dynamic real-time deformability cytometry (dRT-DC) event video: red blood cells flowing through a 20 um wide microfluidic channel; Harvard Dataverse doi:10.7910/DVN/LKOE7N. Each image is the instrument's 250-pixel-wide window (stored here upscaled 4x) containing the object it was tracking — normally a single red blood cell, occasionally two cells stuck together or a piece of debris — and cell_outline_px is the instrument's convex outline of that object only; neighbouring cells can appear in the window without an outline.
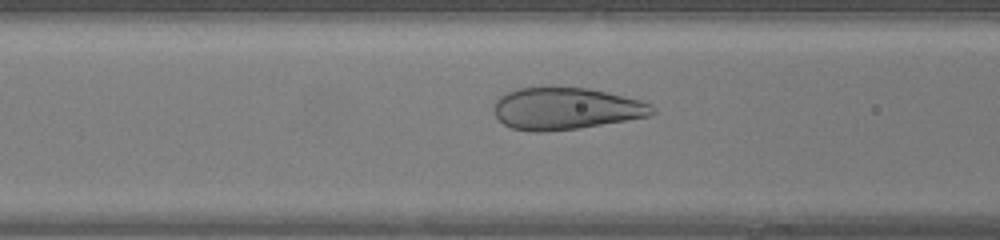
{"species": "human", "species_latin": "Homo sapiens", "temperature_condition": "warm", "stored_images_in_passage": 40, "camera_frame_rate_fps": 3000, "um_per_image_px": 0.085, "donor": {"sex": "female"}, "frame": {"image": 1, "passage_image": 11, "time_ms": 3.333, "image_size_px": [1000, 240], "cell_outline_px": [[656, 112], [652, 116], [576, 128], [540, 132], [528, 132], [512, 128], [504, 124], [492, 112], [492, 108], [496, 100], [500, 96], [516, 88], [588, 88], [608, 92], [640, 100], [652, 104], [656, 108]], "centroid_in_image_um": [48.1, 9.23], "position_along_channel_um": 118.5, "area_um2": 38.73}}
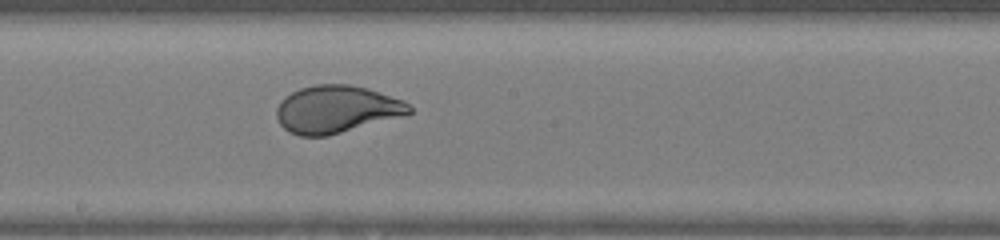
{"frame": {"image": 2, "passage_image": 18, "time_ms": 5.667, "image_size_px": [1000, 240], "cell_outline_px": [[412, 112], [328, 136], [300, 136], [288, 132], [280, 124], [276, 116], [276, 108], [280, 100], [284, 96], [300, 88], [316, 84], [348, 84], [368, 88], [404, 100], [412, 108]], "centroid_in_image_um": [28.54, 9.27], "position_along_channel_um": 219.7, "area_um2": 36.53}}
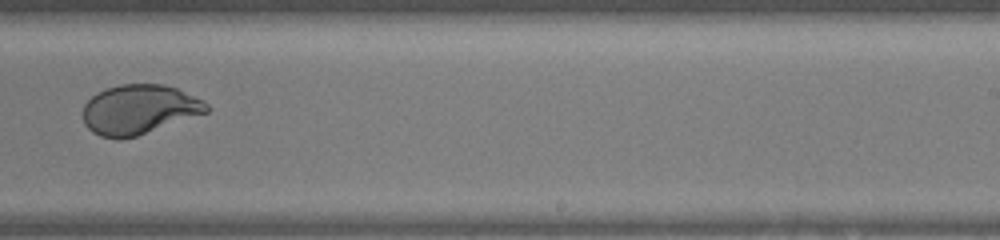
{"frame": {"image": 3, "passage_image": 22, "time_ms": 7.0, "image_size_px": [1000, 240], "cell_outline_px": [[208, 112], [136, 136], [120, 140], [116, 140], [100, 136], [92, 132], [84, 124], [84, 104], [96, 92], [104, 88], [120, 84], [164, 84], [176, 88], [204, 100], [208, 104]], "centroid_in_image_um": [11.8, 9.31], "position_along_channel_um": 277.2, "area_um2": 35.84}}